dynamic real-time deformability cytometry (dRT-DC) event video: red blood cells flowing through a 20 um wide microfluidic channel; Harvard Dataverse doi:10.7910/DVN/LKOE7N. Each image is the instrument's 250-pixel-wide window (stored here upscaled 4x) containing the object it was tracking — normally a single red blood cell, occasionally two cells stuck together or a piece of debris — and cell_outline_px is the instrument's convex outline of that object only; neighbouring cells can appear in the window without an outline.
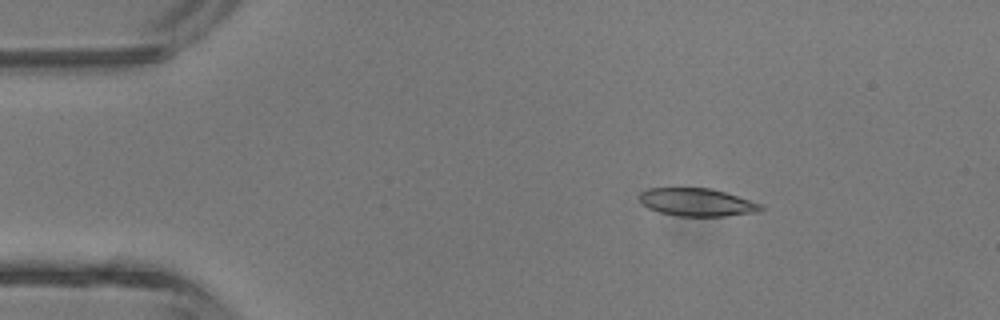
{"species": "common noctule bat (a hibernating species)", "species_latin": "Nyctalus noctula", "temperature_condition": "room temperature", "stored_images_in_passage": 5, "camera_frame_rate_fps": 3000, "um_per_image_px": 0.085, "animal": {"sex": "male", "body_mass_g": 13.3}, "frame": {"image": 1, "passage_image": 2, "time_ms": 1.333, "image_size_px": [1000, 320], "cell_outline_px": [[764, 208], [756, 212], [724, 216], [680, 216], [660, 212], [648, 208], [640, 204], [636, 196], [640, 192], [648, 188], [712, 188], [760, 204]], "centroid_in_image_um": [59.14, 17.18], "position_along_channel_um": 25.9, "area_um2": 19.65}}
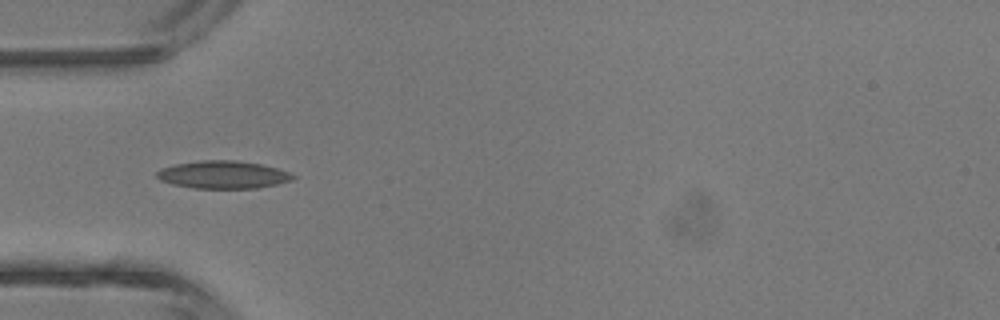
{"frame": {"image": 2, "passage_image": 4, "time_ms": 3.667, "image_size_px": [1000, 320], "cell_outline_px": [[296, 176], [292, 180], [276, 184], [256, 188], [192, 188], [172, 184], [160, 180], [156, 176], [156, 172], [160, 168], [176, 164], [200, 160], [236, 160], [260, 164], [276, 168], [288, 172]], "centroid_in_image_um": [18.92, 14.84], "position_along_channel_um": 66.1, "area_um2": 21.91}}
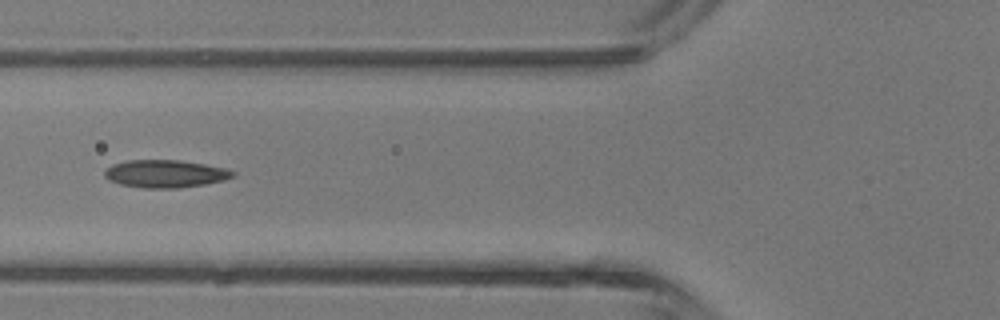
{"frame": {"image": 3, "passage_image": 5, "time_ms": 4.667, "image_size_px": [1000, 320], "cell_outline_px": [[236, 176], [224, 180], [204, 184], [180, 188], [144, 188], [120, 184], [108, 180], [104, 176], [104, 172], [112, 164], [128, 160], [180, 160], [228, 168], [236, 172]], "centroid_in_image_um": [14.08, 14.77], "position_along_channel_um": 111.7, "area_um2": 20.81}}